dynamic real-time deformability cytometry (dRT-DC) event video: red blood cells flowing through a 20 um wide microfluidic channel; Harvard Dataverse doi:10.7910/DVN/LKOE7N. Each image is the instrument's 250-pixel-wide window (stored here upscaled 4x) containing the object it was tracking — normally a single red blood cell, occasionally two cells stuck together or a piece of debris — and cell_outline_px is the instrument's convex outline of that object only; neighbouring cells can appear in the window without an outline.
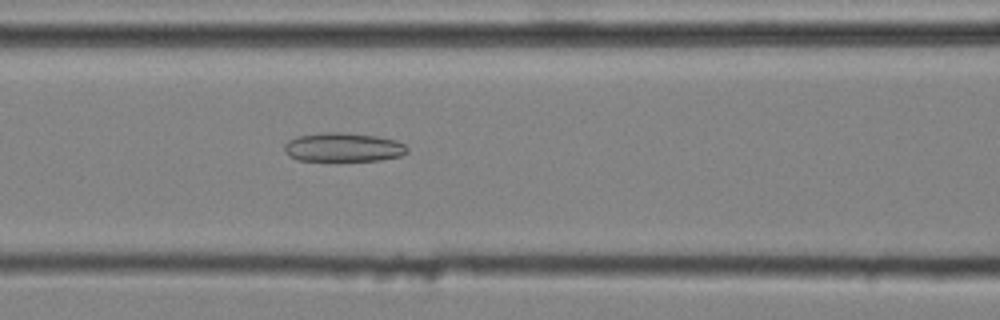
{"species": "common noctule bat (a hibernating species)", "species_latin": "Nyctalus noctula", "temperature_condition": "cold", "stored_images_in_passage": 44, "camera_frame_rate_fps": 3000, "um_per_image_px": 0.085, "animal": {"sex": "male", "body_mass_g": 20.4}, "frame": {"image": 1, "passage_image": 20, "time_ms": 6.333, "image_size_px": [1000, 320], "cell_outline_px": [[408, 152], [400, 156], [380, 160], [296, 160], [288, 156], [284, 152], [284, 144], [288, 140], [296, 136], [324, 132], [340, 132], [376, 136], [396, 140], [404, 144], [408, 148]], "centroid_in_image_um": [29.14, 12.51], "position_along_channel_um": 137.5, "area_um2": 20.75}}
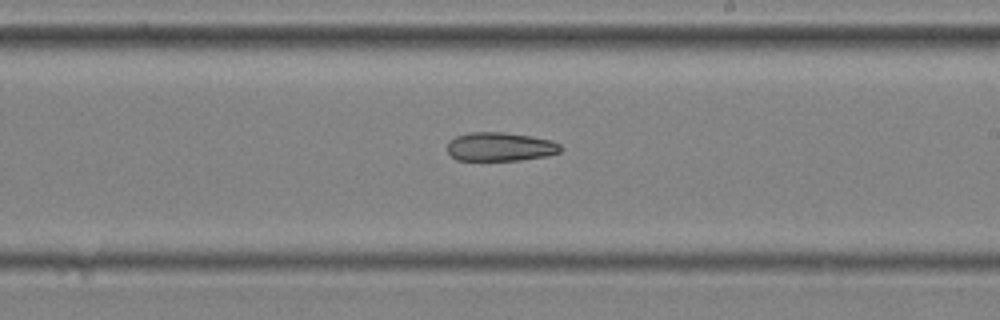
{"frame": {"image": 2, "passage_image": 28, "time_ms": 9.0, "image_size_px": [1000, 320], "cell_outline_px": [[564, 148], [560, 152], [548, 156], [520, 160], [456, 160], [448, 152], [448, 140], [456, 136], [468, 132], [504, 132], [532, 136], [552, 140], [560, 144]], "centroid_in_image_um": [42.54, 12.47], "position_along_channel_um": 246.5, "area_um2": 19.25}}
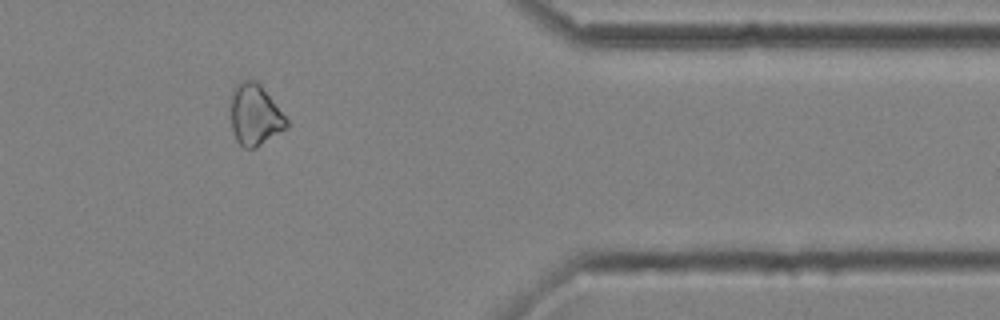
{"frame": {"image": 3, "passage_image": 40, "time_ms": 13.0, "image_size_px": [1000, 320], "cell_outline_px": [[288, 128], [256, 148], [244, 148], [236, 140], [232, 128], [232, 88], [236, 84], [244, 80], [256, 80], [260, 84], [288, 120]], "centroid_in_image_um": [21.68, 9.78], "position_along_channel_um": 389.7, "area_um2": 19.77}}